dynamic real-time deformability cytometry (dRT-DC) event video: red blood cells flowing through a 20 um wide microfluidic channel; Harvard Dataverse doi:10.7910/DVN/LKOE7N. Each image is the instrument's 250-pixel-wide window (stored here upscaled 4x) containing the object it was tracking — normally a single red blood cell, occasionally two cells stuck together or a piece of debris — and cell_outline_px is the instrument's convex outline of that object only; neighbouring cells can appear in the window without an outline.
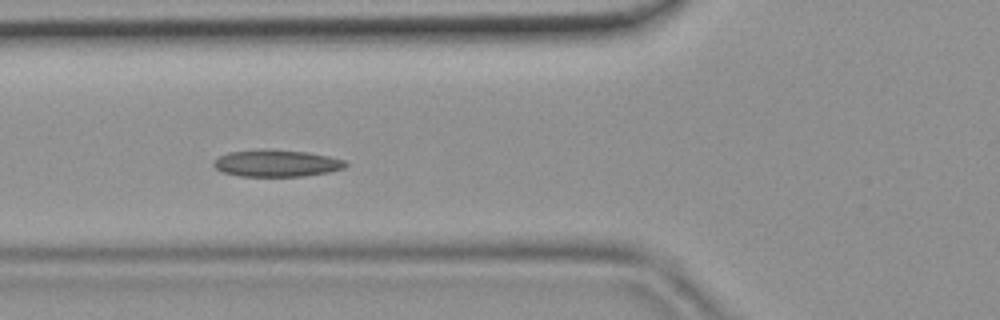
{"species": "common noctule bat (a hibernating species)", "species_latin": "Nyctalus noctula", "temperature_condition": "room temperature", "stored_images_in_passage": 3, "camera_frame_rate_fps": 3000, "um_per_image_px": 0.085, "animal": {"sex": "female", "body_mass_g": 19.9}, "frame": {"image": 1, "passage_image": 3, "time_ms": 0.667, "image_size_px": [1000, 320], "cell_outline_px": [[348, 164], [344, 168], [328, 172], [304, 176], [240, 176], [220, 172], [212, 164], [220, 156], [228, 152], [260, 148], [264, 148], [308, 152], [328, 156], [344, 160]], "centroid_in_image_um": [23.48, 13.86], "position_along_channel_um": 102.3, "area_um2": 20.87}}